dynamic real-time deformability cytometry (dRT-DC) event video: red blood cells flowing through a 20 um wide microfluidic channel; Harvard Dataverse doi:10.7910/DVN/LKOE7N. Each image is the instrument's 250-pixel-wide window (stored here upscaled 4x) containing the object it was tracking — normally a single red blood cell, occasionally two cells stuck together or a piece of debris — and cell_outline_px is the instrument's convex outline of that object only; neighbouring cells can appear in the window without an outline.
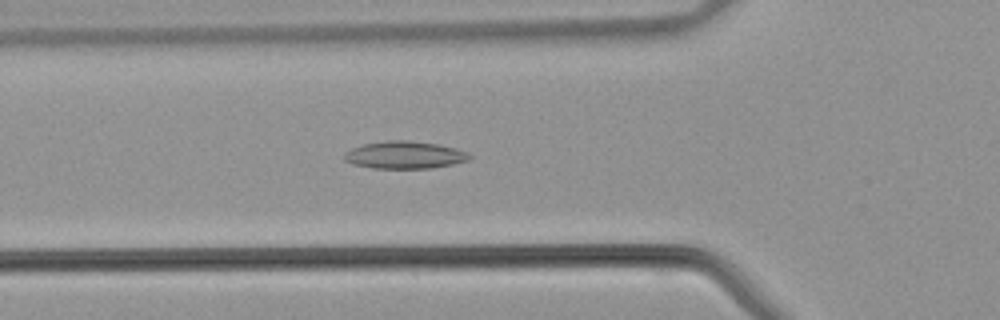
{"species": "common noctule bat (a hibernating species)", "species_latin": "Nyctalus noctula", "temperature_condition": "warm", "stored_images_in_passage": 35, "camera_frame_rate_fps": 3000, "um_per_image_px": 0.085, "animal": {"sex": "male", "body_mass_g": 21.5, "forearm_length_mm": 52.0}, "frame": {"image": 1, "passage_image": 8, "time_ms": 2.333, "image_size_px": [1000, 320], "cell_outline_px": [[472, 156], [468, 160], [452, 164], [432, 168], [372, 168], [352, 164], [344, 160], [344, 152], [352, 148], [364, 144], [388, 140], [408, 140], [436, 144], [456, 148], [468, 152]], "centroid_in_image_um": [34.38, 13.17], "position_along_channel_um": 91.4, "area_um2": 20.0}}
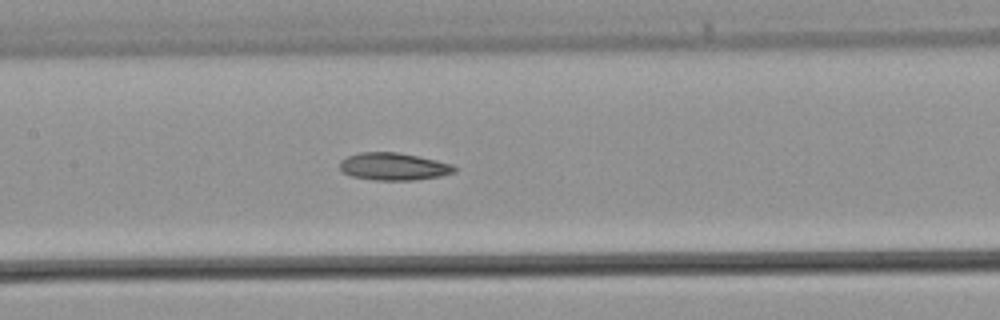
{"frame": {"image": 2, "passage_image": 13, "time_ms": 4.0, "image_size_px": [1000, 320], "cell_outline_px": [[456, 172], [440, 176], [416, 180], [376, 180], [352, 176], [344, 172], [340, 168], [340, 160], [348, 156], [360, 152], [396, 152], [436, 160], [452, 164], [456, 168]], "centroid_in_image_um": [33.46, 14.15], "position_along_channel_um": 173.9, "area_um2": 18.21}}
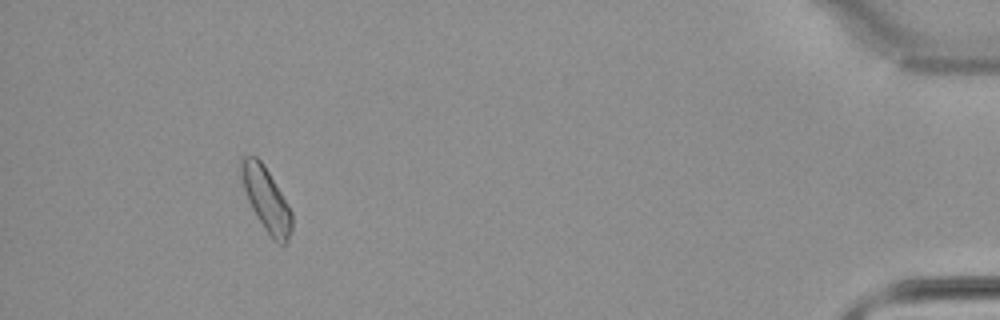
{"frame": {"image": 3, "passage_image": 32, "time_ms": 10.333, "image_size_px": [1000, 320], "cell_outline_px": [[292, 228], [288, 244], [280, 244], [264, 228], [256, 216], [248, 200], [236, 172], [240, 160], [244, 156], [256, 156], [264, 164], [292, 212]], "centroid_in_image_um": [22.57, 16.88], "position_along_channel_um": 412.6, "area_um2": 19.02}}